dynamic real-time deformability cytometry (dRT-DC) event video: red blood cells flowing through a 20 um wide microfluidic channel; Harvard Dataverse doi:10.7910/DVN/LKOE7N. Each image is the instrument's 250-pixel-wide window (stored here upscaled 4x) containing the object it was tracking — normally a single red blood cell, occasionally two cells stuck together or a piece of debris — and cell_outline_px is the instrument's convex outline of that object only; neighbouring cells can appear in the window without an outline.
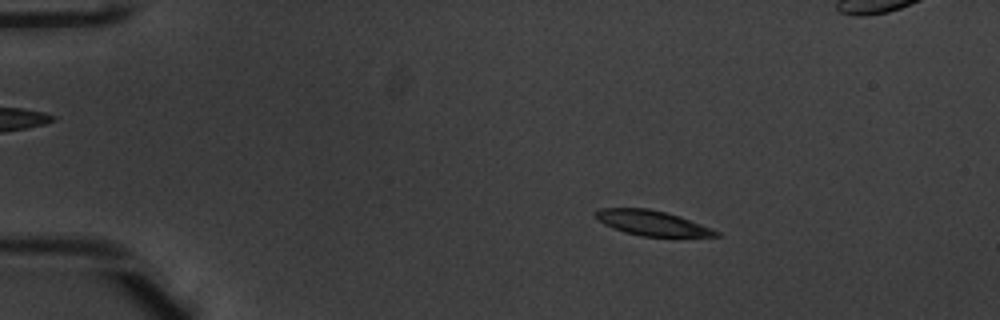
{"species": "common noctule bat (a hibernating species)", "species_latin": "Nyctalus noctula", "temperature_condition": "warm", "stored_images_in_passage": 53, "segment_of_instrument_passage": [1, 2], "camera_frame_rate_fps": 3000, "um_per_image_px": 0.085, "animal": {"sex": "male", "body_mass_g": 20.1, "forearm_length_mm": 53.5}, "frame": {"image": 1, "passage_image": 9, "time_ms": 2.667, "image_size_px": [1000, 320], "cell_outline_px": [[724, 236], [640, 236], [624, 232], [612, 228], [604, 224], [596, 216], [596, 212], [600, 208], [648, 208], [680, 216], [712, 228], [720, 232]], "centroid_in_image_um": [55.46, 18.96], "position_along_channel_um": 29.5, "area_um2": 17.4}}
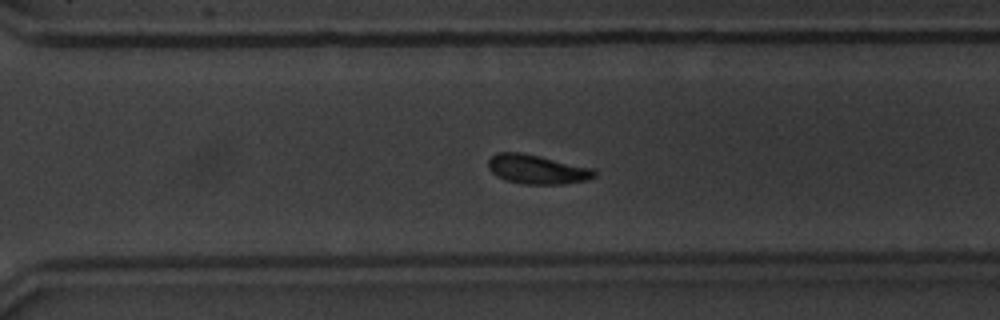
{"frame": {"image": 2, "passage_image": 37, "time_ms": 12.0, "image_size_px": [1000, 320], "cell_outline_px": [[596, 176], [588, 180], [560, 184], [524, 184], [508, 180], [496, 176], [488, 168], [488, 160], [496, 152], [520, 152], [540, 156], [596, 168]], "centroid_in_image_um": [45.68, 14.38], "position_along_channel_um": 324.9, "area_um2": 18.21}}
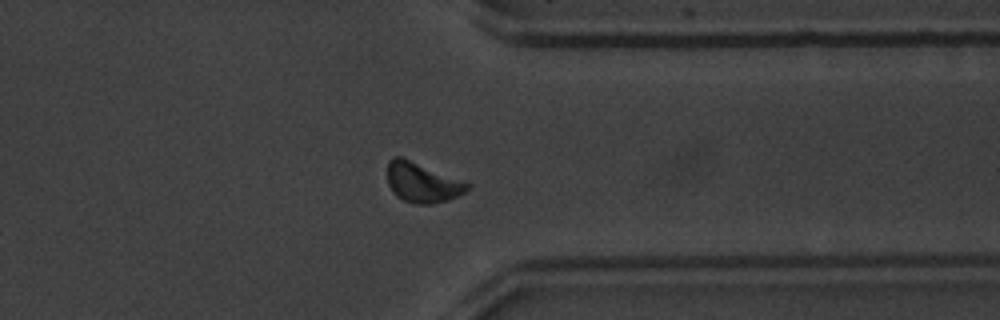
{"frame": {"image": 3, "passage_image": 41, "time_ms": 13.333, "image_size_px": [1000, 320], "cell_outline_px": [[472, 184], [464, 192], [448, 200], [432, 204], [416, 204], [404, 200], [396, 196], [392, 192], [388, 184], [388, 160], [392, 156], [400, 156], [464, 180]], "centroid_in_image_um": [35.89, 15.5], "position_along_channel_um": 375.5, "area_um2": 18.67}}